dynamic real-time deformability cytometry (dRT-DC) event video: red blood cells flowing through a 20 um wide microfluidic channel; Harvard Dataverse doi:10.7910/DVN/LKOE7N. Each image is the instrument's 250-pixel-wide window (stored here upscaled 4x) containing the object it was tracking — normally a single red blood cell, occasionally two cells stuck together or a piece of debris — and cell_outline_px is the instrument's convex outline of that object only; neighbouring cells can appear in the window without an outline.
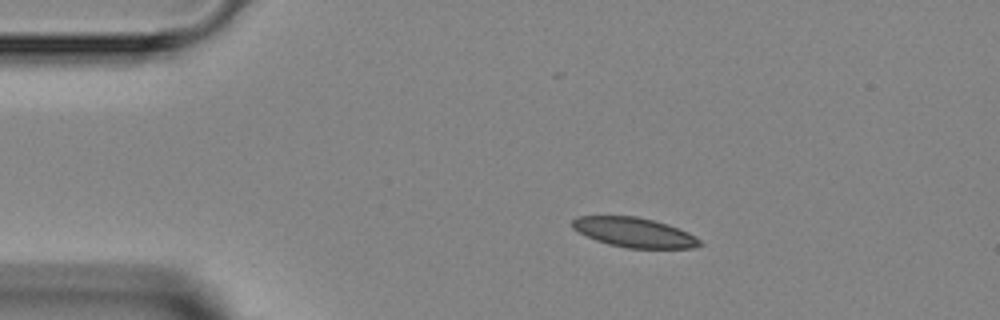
{"species": "Egyptian fruit bat (a non-hibernating species)", "species_latin": "Rousettus aegyptiacus", "temperature_condition": "room temperature", "stored_images_in_passage": 4, "camera_frame_rate_fps": 3000, "um_per_image_px": 0.085, "animal": {"sex": "female"}, "frame": {"image": 1, "passage_image": 2, "time_ms": 1.0, "image_size_px": [1000, 320], "cell_outline_px": [[704, 244], [692, 248], [628, 248], [608, 244], [596, 240], [572, 228], [572, 220], [576, 216], [636, 216], [668, 224], [688, 232], [700, 240]], "centroid_in_image_um": [53.92, 19.75], "position_along_channel_um": 31.1, "area_um2": 21.91}}